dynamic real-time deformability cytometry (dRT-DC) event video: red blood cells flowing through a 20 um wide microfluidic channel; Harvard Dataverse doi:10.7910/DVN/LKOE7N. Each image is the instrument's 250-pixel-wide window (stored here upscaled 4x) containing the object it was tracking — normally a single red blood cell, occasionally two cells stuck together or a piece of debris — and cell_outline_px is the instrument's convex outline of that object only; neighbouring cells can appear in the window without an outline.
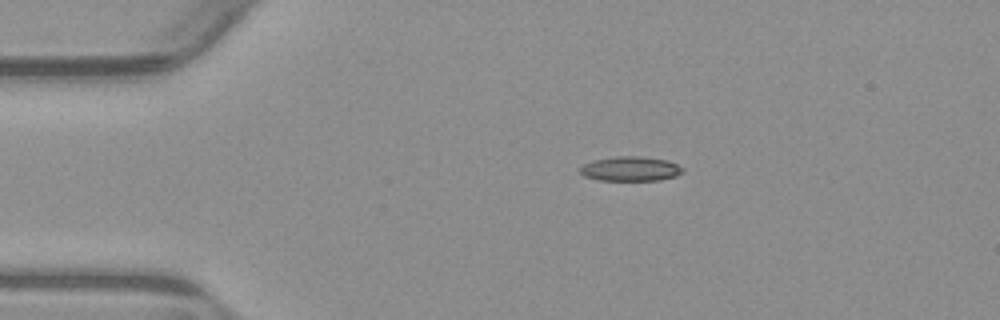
{"species": "common noctule bat (a hibernating species)", "species_latin": "Nyctalus noctula", "temperature_condition": "warm", "stored_images_in_passage": 44, "camera_frame_rate_fps": 3000, "um_per_image_px": 0.085, "animal": {"sex": "male", "body_mass_g": 23.1, "forearm_length_mm": 52.7}, "frame": {"image": 1, "passage_image": 1, "time_ms": 0.0, "image_size_px": [1000, 320], "cell_outline_px": [[684, 172], [676, 176], [660, 180], [596, 180], [584, 176], [580, 172], [580, 168], [584, 164], [592, 160], [616, 156], [640, 156], [668, 160], [684, 168]], "centroid_in_image_um": [53.6, 14.34], "position_along_channel_um": 31.4, "area_um2": 14.8}}
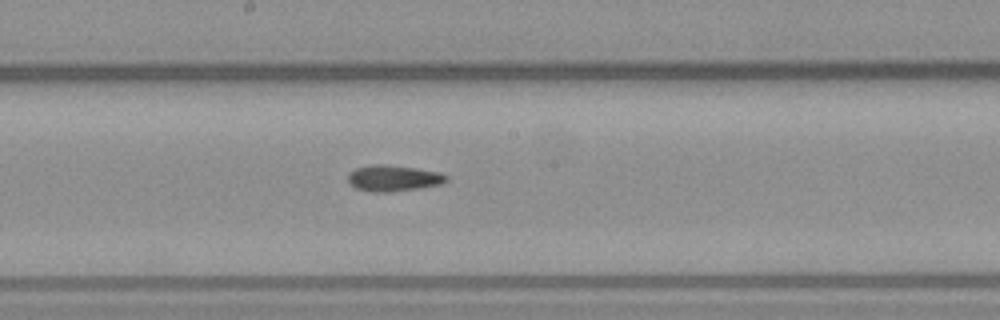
{"frame": {"image": 2, "passage_image": 19, "time_ms": 6.0, "image_size_px": [1000, 320], "cell_outline_px": [[448, 180], [440, 184], [420, 188], [388, 192], [372, 192], [356, 188], [348, 184], [348, 172], [356, 168], [372, 164], [384, 164], [416, 168], [440, 172], [448, 176]], "centroid_in_image_um": [33.41, 15.14], "position_along_channel_um": 214.8, "area_um2": 15.09}}
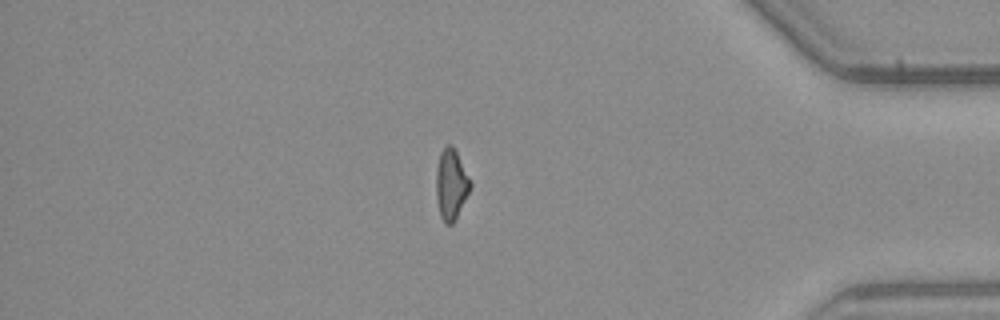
{"frame": {"image": 3, "passage_image": 36, "time_ms": 11.667, "image_size_px": [1000, 320], "cell_outline_px": [[472, 188], [456, 220], [452, 224], [444, 224], [440, 216], [436, 196], [436, 168], [440, 152], [448, 144], [452, 144], [472, 184]], "centroid_in_image_um": [38.35, 15.72], "position_along_channel_um": 396.9, "area_um2": 14.22}, "authors_computed_cell_mechanics": {"area_um2": 14.2766, "velocity_mm_per_s": 3.8417, "shape_relaxation_time_tau1_ms": 6.9533, "shape_relaxation_time_tau2_ms": 4.8876, "deformation_change_tau1": 0.1697, "deformation_change_tau2": 0.1407}}